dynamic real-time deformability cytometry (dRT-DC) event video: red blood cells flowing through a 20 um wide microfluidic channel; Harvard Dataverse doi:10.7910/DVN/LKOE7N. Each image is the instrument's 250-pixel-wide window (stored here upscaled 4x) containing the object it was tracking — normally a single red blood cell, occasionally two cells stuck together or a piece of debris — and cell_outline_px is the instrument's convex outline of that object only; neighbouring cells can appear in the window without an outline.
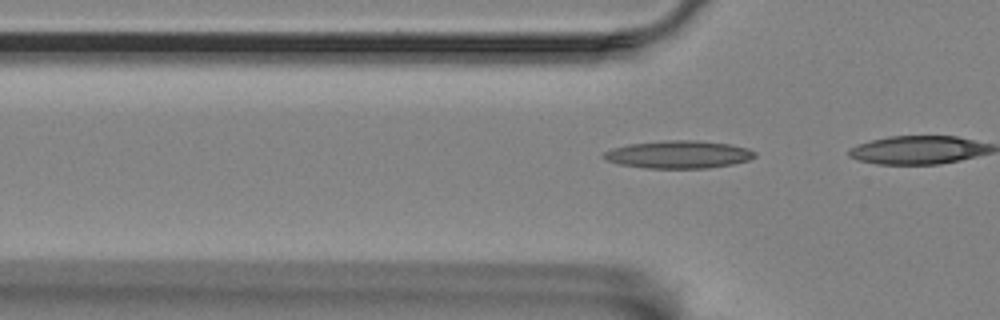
{"species": "Egyptian fruit bat (a non-hibernating species)", "species_latin": "Rousettus aegyptiacus", "temperature_condition": "room temperature", "stored_images_in_passage": 17, "camera_frame_rate_fps": 3000, "um_per_image_px": 0.085, "animal": {"sex": "female"}, "frame": {"image": 1, "passage_image": 15, "time_ms": 4.667, "image_size_px": [1000, 320], "cell_outline_px": [[756, 156], [748, 160], [732, 164], [708, 168], [648, 168], [620, 164], [604, 160], [600, 156], [604, 152], [612, 148], [628, 144], [664, 140], [700, 140], [732, 144], [748, 148], [756, 152]], "centroid_in_image_um": [57.67, 13.12], "position_along_channel_um": 68.1, "area_um2": 24.62}}